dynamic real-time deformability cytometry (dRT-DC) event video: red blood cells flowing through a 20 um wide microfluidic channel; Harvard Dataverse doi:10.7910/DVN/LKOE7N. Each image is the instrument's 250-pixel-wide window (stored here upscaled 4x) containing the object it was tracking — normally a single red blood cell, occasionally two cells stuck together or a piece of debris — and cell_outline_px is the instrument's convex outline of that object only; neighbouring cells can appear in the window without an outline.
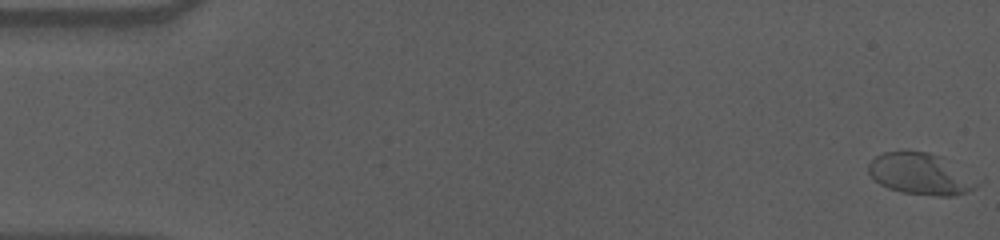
{"species": "human", "species_latin": "Homo sapiens", "temperature_condition": "cold", "stored_images_in_passage": 57, "camera_frame_rate_fps": 3000, "um_per_image_px": 0.085, "donor": {"sex": "male"}, "frame": {"image": 1, "passage_image": 1, "time_ms": 0.0, "image_size_px": [1000, 240], "cell_outline_px": [[976, 188], [952, 196], [940, 196], [900, 192], [888, 188], [880, 184], [868, 172], [868, 164], [876, 156], [884, 152], [928, 152], [940, 156], [976, 184]], "centroid_in_image_um": [78.1, 14.8], "position_along_channel_um": 6.9, "area_um2": 24.97}}
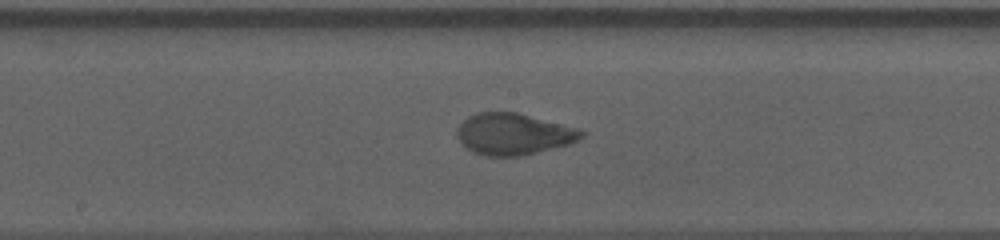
{"frame": {"image": 2, "passage_image": 31, "time_ms": 10.0, "image_size_px": [1000, 240], "cell_outline_px": [[584, 136], [568, 144], [520, 156], [484, 156], [472, 152], [464, 148], [456, 136], [456, 128], [468, 116], [480, 112], [516, 112], [580, 128], [584, 132]], "centroid_in_image_um": [43.6, 11.39], "position_along_channel_um": 204.6, "area_um2": 30.17}}
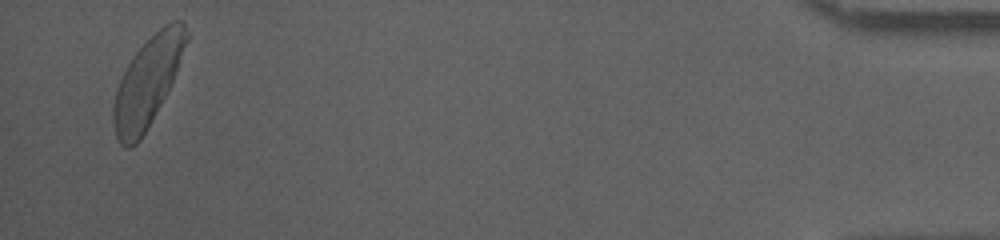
{"frame": {"image": 3, "passage_image": 55, "time_ms": 18.0, "image_size_px": [1000, 240], "cell_outline_px": [[188, 40], [172, 80], [160, 104], [140, 140], [136, 144], [128, 148], [124, 148], [120, 144], [116, 136], [112, 120], [112, 104], [116, 88], [132, 56], [164, 24], [172, 20], [180, 20], [184, 24], [188, 32]], "centroid_in_image_um": [12.5, 6.97], "position_along_channel_um": 422.7, "area_um2": 37.11}, "authors_computed_cell_mechanics": {"area_um2": 30.1716, "velocity_mm_per_s": 3.553, "shape_relaxation_time_tau1_ms": 10.7437, "shape_relaxation_time_tau2_ms": 1.1367, "deformation_change_tau1": 0.3091, "deformation_change_tau2": 0.0651}}